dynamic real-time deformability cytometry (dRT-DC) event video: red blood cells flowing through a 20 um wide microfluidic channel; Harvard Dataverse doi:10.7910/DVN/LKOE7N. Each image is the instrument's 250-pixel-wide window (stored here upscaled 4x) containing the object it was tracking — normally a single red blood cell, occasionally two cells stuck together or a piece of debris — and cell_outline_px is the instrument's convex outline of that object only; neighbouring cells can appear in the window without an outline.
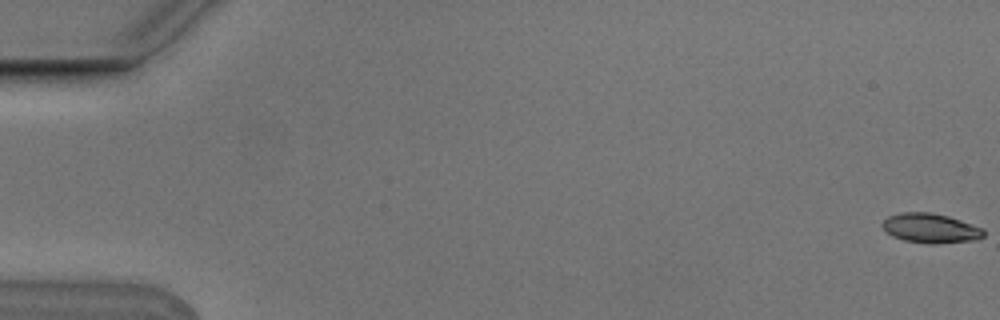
{"species": "Egyptian fruit bat (a non-hibernating species)", "species_latin": "Rousettus aegyptiacus", "temperature_condition": "cold", "stored_images_in_passage": 9, "camera_frame_rate_fps": 3000, "um_per_image_px": 0.085, "animal": {"sex": "male"}, "frame": {"image": 1, "passage_image": 1, "time_ms": 0.0, "image_size_px": [1000, 320], "cell_outline_px": [[984, 236], [976, 240], [936, 244], [932, 244], [904, 240], [892, 236], [884, 232], [880, 224], [888, 216], [900, 212], [932, 212], [948, 216], [984, 228]], "centroid_in_image_um": [79.07, 19.39], "position_along_channel_um": 5.9, "area_um2": 17.69}}
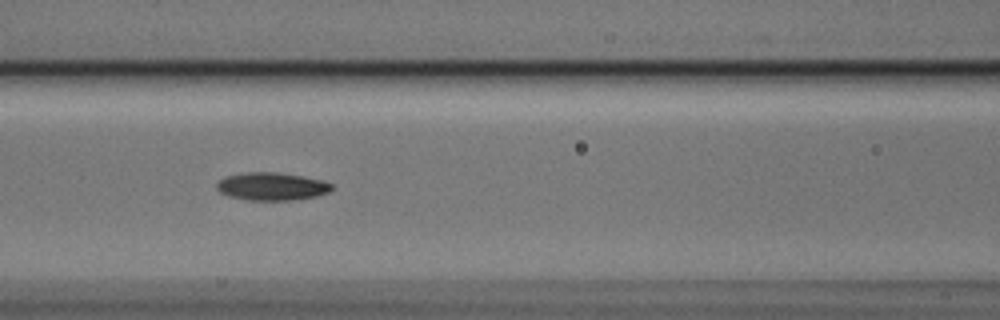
{"frame": {"image": 2, "passage_image": 8, "time_ms": 2.333, "image_size_px": [1000, 320], "cell_outline_px": [[332, 188], [328, 192], [316, 196], [292, 200], [248, 200], [228, 196], [220, 192], [216, 188], [216, 184], [224, 176], [244, 172], [276, 172], [300, 176], [320, 180], [332, 184]], "centroid_in_image_um": [23.04, 15.84], "position_along_channel_um": 143.6, "area_um2": 18.55}}
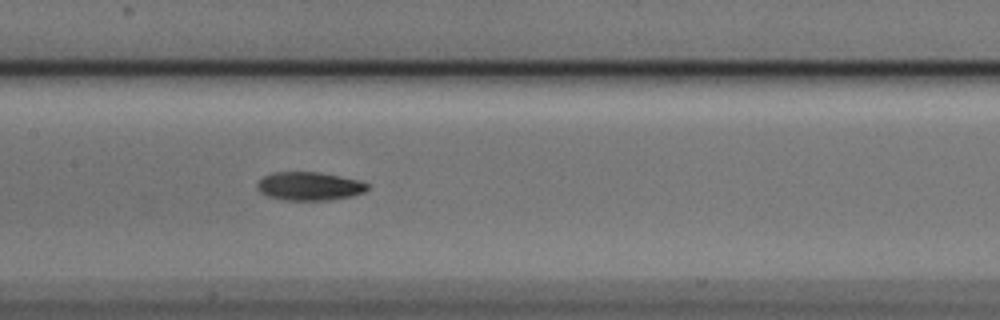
{"frame": {"image": 3, "passage_image": 9, "time_ms": 2.667, "image_size_px": [1000, 320], "cell_outline_px": [[368, 188], [364, 192], [352, 196], [328, 200], [284, 200], [268, 196], [260, 192], [256, 188], [256, 184], [264, 176], [272, 172], [316, 172], [340, 176], [360, 180], [368, 184]], "centroid_in_image_um": [26.28, 15.82], "position_along_channel_um": 181.1, "area_um2": 18.26}}